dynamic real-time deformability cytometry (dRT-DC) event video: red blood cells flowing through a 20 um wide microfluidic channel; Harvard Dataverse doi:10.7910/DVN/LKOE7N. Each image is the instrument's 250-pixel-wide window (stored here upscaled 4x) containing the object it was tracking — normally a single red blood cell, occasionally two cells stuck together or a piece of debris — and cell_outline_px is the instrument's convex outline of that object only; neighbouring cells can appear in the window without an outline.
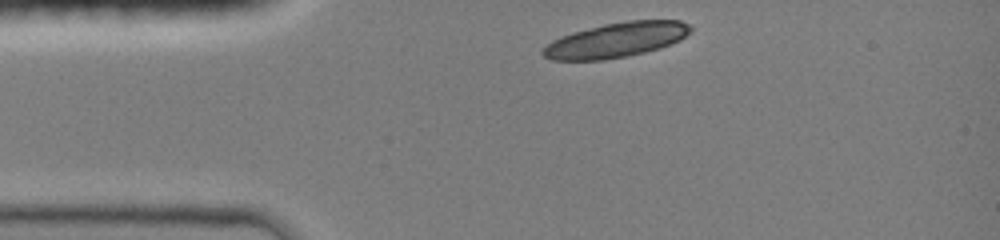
{"species": "common noctule bat (a hibernating species)", "species_latin": "Nyctalus noctula", "temperature_condition": "room temperature", "stored_images_in_passage": 5, "camera_frame_rate_fps": 3000, "um_per_image_px": 0.085, "animal": {"sex": "female", "body_mass_g": 19.0, "forearm_length_mm": 51.5}, "frame": {"image": 1, "passage_image": 1, "time_ms": 0.0, "image_size_px": [1000, 240], "cell_outline_px": [[692, 28], [680, 40], [660, 48], [628, 56], [604, 60], [552, 60], [544, 56], [540, 52], [552, 40], [560, 36], [572, 32], [604, 24], [628, 20], [680, 20], [688, 24]], "centroid_in_image_um": [52.35, 3.4], "position_along_channel_um": 32.6, "area_um2": 29.88}}